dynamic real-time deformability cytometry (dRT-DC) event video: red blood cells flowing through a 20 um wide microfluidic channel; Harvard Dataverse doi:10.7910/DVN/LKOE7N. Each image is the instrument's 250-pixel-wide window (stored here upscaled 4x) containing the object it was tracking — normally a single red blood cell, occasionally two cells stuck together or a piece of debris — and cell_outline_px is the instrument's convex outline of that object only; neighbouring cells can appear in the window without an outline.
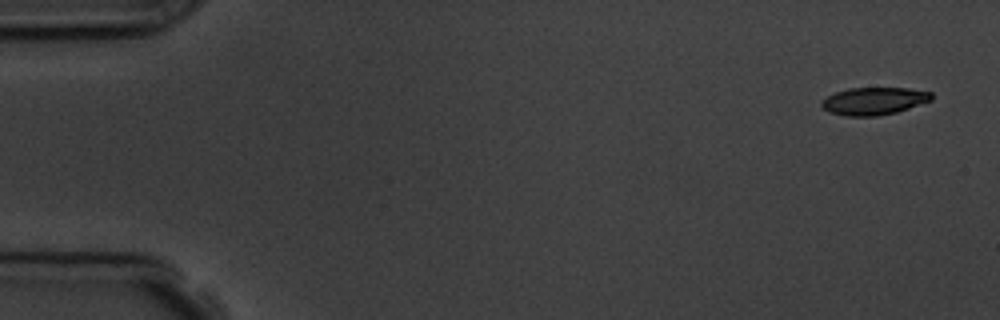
{"species": "common noctule bat (a hibernating species)", "species_latin": "Nyctalus noctula", "temperature_condition": "room temperature", "stored_images_in_passage": 5, "camera_frame_rate_fps": 3000, "um_per_image_px": 0.085, "animal": {"sex": "male", "body_mass_g": 19.5, "forearm_length_mm": 54.6}, "frame": {"image": 1, "passage_image": 1, "time_ms": 0.0, "image_size_px": [1000, 320], "cell_outline_px": [[932, 100], [896, 112], [876, 116], [844, 116], [828, 112], [820, 108], [820, 100], [836, 92], [848, 88], [908, 88], [932, 92]], "centroid_in_image_um": [74.23, 8.59], "position_along_channel_um": 10.8, "area_um2": 17.74}}
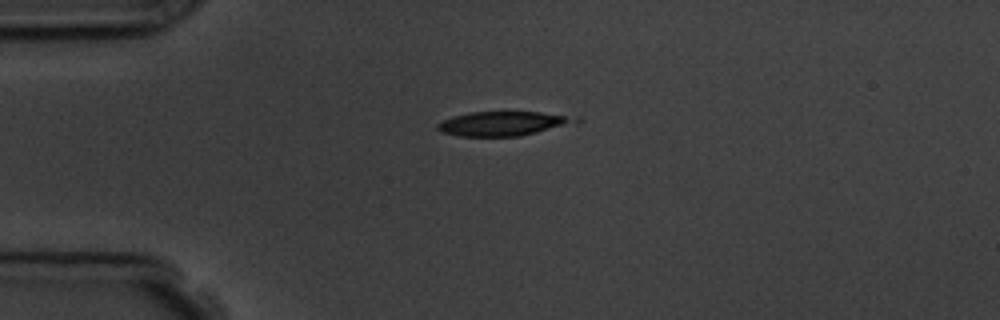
{"frame": {"image": 2, "passage_image": 4, "time_ms": 3.667, "image_size_px": [1000, 320], "cell_outline_px": [[584, 120], [580, 124], [520, 136], [460, 136], [440, 132], [436, 128], [436, 124], [444, 120], [468, 112], [540, 112], [580, 116]], "centroid_in_image_um": [42.96, 10.5], "position_along_channel_um": 42.0, "area_um2": 20.17}}